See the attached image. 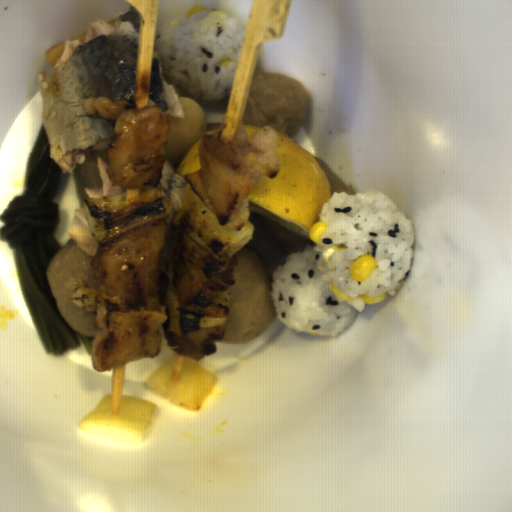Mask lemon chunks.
<instances>
[{
  "mask_svg": "<svg viewBox=\"0 0 512 512\" xmlns=\"http://www.w3.org/2000/svg\"><path fill=\"white\" fill-rule=\"evenodd\" d=\"M202 137L203 135L195 140L185 152L176 173L186 178L185 174L195 171L201 167L198 151Z\"/></svg>",
  "mask_w": 512,
  "mask_h": 512,
  "instance_id": "obj_2",
  "label": "lemon chunks"
},
{
  "mask_svg": "<svg viewBox=\"0 0 512 512\" xmlns=\"http://www.w3.org/2000/svg\"><path fill=\"white\" fill-rule=\"evenodd\" d=\"M263 127L255 126L252 124L242 125V131H246L247 139H253L257 136Z\"/></svg>",
  "mask_w": 512,
  "mask_h": 512,
  "instance_id": "obj_3",
  "label": "lemon chunks"
},
{
  "mask_svg": "<svg viewBox=\"0 0 512 512\" xmlns=\"http://www.w3.org/2000/svg\"><path fill=\"white\" fill-rule=\"evenodd\" d=\"M275 135L277 169L255 182L248 213L311 240L310 229L320 222L319 212L332 197L331 187L315 156L282 133Z\"/></svg>",
  "mask_w": 512,
  "mask_h": 512,
  "instance_id": "obj_1",
  "label": "lemon chunks"
}]
</instances>
